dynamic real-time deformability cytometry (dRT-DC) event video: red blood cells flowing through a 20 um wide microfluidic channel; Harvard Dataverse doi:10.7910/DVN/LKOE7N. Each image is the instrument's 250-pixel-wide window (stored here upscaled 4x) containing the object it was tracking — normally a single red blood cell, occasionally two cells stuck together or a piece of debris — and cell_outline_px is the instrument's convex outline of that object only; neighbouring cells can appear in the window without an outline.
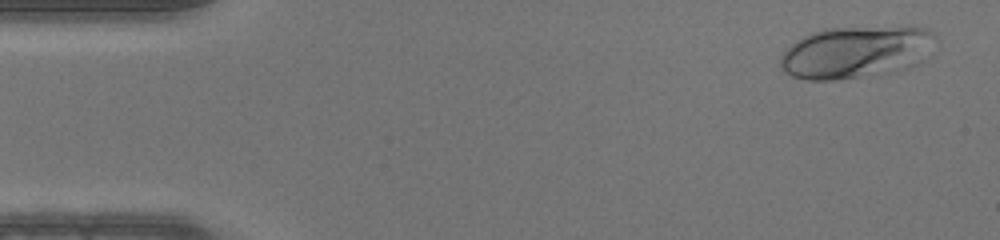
{"species": "human", "species_latin": "Homo sapiens", "temperature_condition": "warm", "stored_images_in_passage": 46, "camera_frame_rate_fps": 3000, "um_per_image_px": 0.085, "donor": {"sex": "male"}, "frame": {"image": 1, "passage_image": 2, "time_ms": 0.333, "image_size_px": [1000, 240], "cell_outline_px": [[936, 36], [924, 60], [920, 64], [896, 72], [832, 80], [808, 80], [792, 76], [784, 72], [780, 68], [780, 56], [796, 40], [812, 32], [824, 28], [924, 28], [932, 32]], "centroid_in_image_um": [72.73, 4.46], "position_along_channel_um": 12.3, "area_um2": 46.82}}
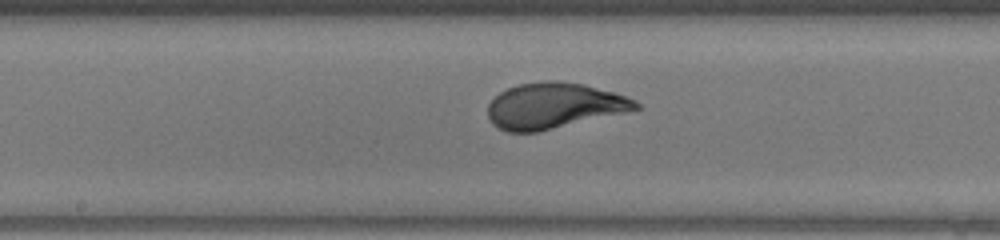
{"frame": {"image": 2, "passage_image": 23, "time_ms": 7.333, "image_size_px": [1000, 240], "cell_outline_px": [[640, 108], [624, 112], [540, 132], [508, 132], [492, 124], [488, 116], [488, 104], [500, 92], [508, 88], [520, 84], [548, 80], [556, 80], [584, 84], [616, 92], [636, 100], [640, 104]], "centroid_in_image_um": [47.09, 8.98], "position_along_channel_um": 201.1, "area_um2": 39.42}}
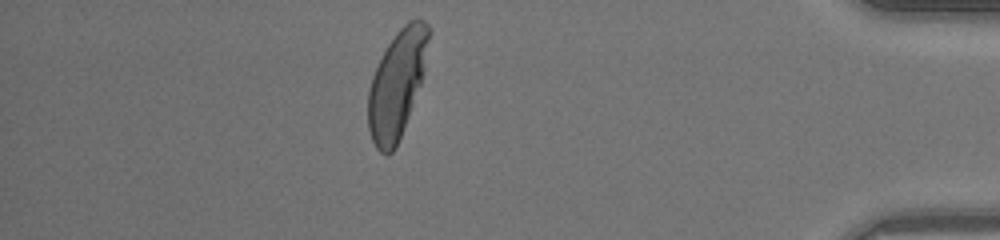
{"frame": {"image": 3, "passage_image": 40, "time_ms": 13.0, "image_size_px": [1000, 240], "cell_outline_px": [[428, 40], [420, 84], [396, 148], [392, 152], [380, 152], [376, 148], [372, 140], [368, 128], [368, 92], [372, 76], [388, 44], [396, 32], [408, 20], [424, 20], [428, 24]], "centroid_in_image_um": [33.7, 7.17], "position_along_channel_um": 401.5, "area_um2": 36.82}}